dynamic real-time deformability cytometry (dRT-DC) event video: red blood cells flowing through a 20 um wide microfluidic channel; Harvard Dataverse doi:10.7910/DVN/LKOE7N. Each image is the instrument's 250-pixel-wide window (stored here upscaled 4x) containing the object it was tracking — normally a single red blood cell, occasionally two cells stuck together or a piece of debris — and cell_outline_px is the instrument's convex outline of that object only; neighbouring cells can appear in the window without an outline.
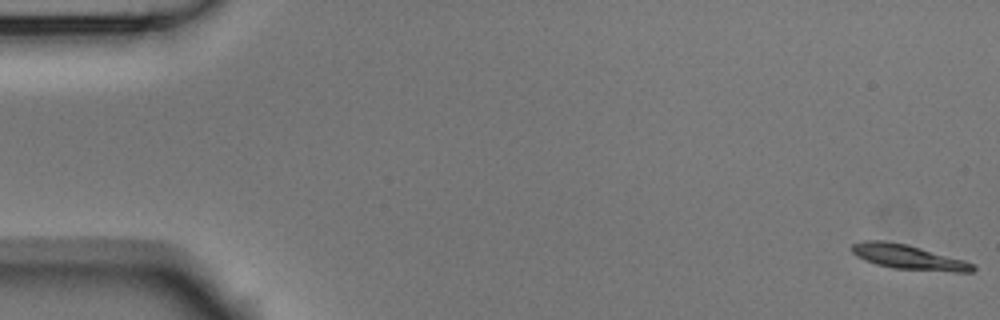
{"species": "Egyptian fruit bat (a non-hibernating species)", "species_latin": "Rousettus aegyptiacus", "temperature_condition": "room temperature", "stored_images_in_passage": 5, "camera_frame_rate_fps": 3000, "um_per_image_px": 0.085, "animal": {"sex": "male"}, "frame": {"image": 1, "passage_image": 1, "time_ms": 0.0, "image_size_px": [1000, 320], "cell_outline_px": [[976, 268], [972, 272], [952, 272], [892, 268], [876, 264], [864, 260], [856, 256], [848, 248], [852, 244], [864, 240], [884, 240], [908, 244], [964, 260], [976, 264]], "centroid_in_image_um": [77.19, 21.84], "position_along_channel_um": 7.8, "area_um2": 17.69}}
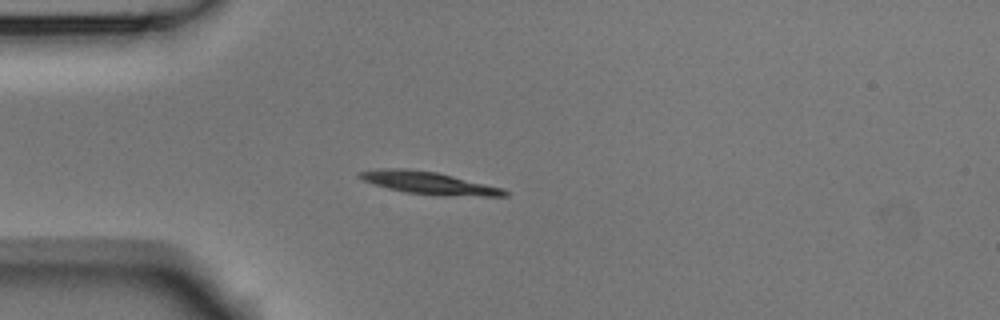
{"frame": {"image": 2, "passage_image": 5, "time_ms": 1.333, "image_size_px": [1000, 320], "cell_outline_px": [[508, 196], [440, 196], [404, 192], [388, 188], [364, 180], [356, 176], [356, 172], [380, 168], [408, 168], [436, 172], [504, 188], [508, 192]], "centroid_in_image_um": [36.45, 15.55], "position_along_channel_um": 48.6, "area_um2": 19.13}}